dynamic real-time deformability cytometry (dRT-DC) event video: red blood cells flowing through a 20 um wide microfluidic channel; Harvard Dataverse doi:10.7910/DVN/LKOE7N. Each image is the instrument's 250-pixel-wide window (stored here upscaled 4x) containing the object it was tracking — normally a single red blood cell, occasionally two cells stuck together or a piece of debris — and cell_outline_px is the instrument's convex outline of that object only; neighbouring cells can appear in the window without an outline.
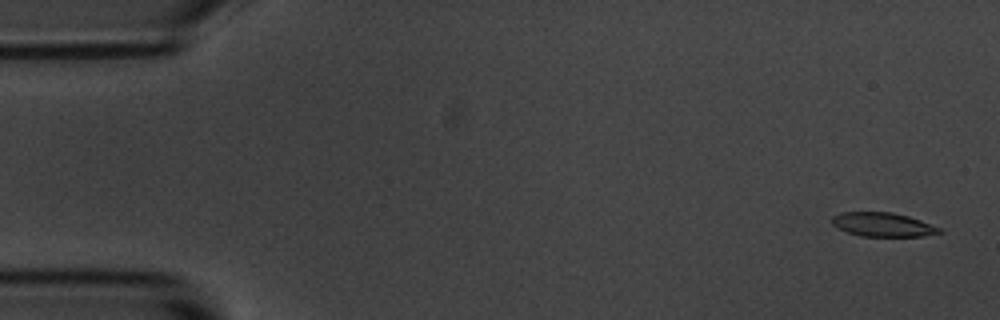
{"species": "common noctule bat (a hibernating species)", "species_latin": "Nyctalus noctula", "temperature_condition": "room temperature", "stored_images_in_passage": 4, "camera_frame_rate_fps": 3000, "um_per_image_px": 0.085, "animal": {"sex": "male", "body_mass_g": 20.1, "forearm_length_mm": 53.5}, "frame": {"image": 1, "passage_image": 1, "time_ms": 0.0, "image_size_px": [1000, 320], "cell_outline_px": [[944, 232], [924, 236], [860, 236], [836, 228], [832, 224], [832, 216], [840, 212], [892, 212], [908, 216], [920, 220], [940, 228]], "centroid_in_image_um": [75.02, 19.09], "position_along_channel_um": 10.0, "area_um2": 15.03}}
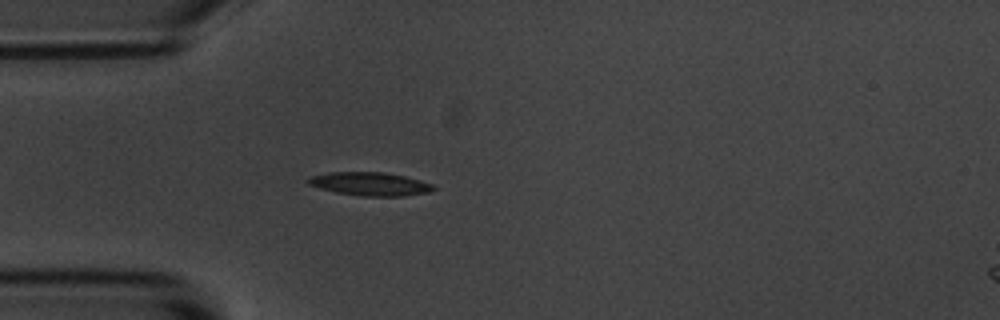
{"frame": {"image": 2, "passage_image": 4, "time_ms": 4.333, "image_size_px": [1000, 320], "cell_outline_px": [[436, 188], [428, 192], [400, 196], [364, 196], [336, 192], [320, 188], [308, 184], [304, 180], [308, 176], [328, 172], [384, 172], [404, 176], [420, 180], [432, 184]], "centroid_in_image_um": [31.39, 15.62], "position_along_channel_um": 53.6, "area_um2": 17.05}}